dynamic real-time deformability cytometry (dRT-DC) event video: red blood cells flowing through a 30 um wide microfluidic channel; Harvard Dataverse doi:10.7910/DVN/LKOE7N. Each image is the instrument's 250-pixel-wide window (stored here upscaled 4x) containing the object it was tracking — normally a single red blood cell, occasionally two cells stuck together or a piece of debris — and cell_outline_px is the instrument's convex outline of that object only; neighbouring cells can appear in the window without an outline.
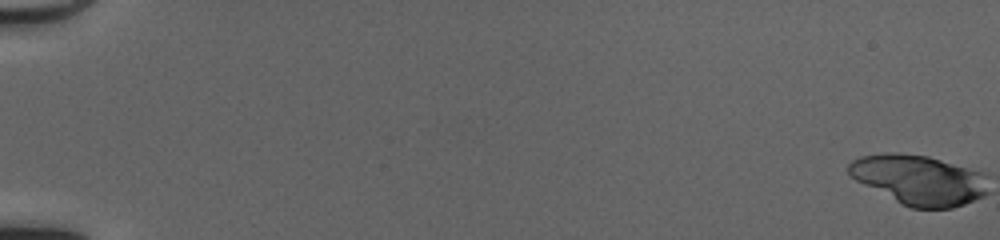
{"species": "common noctule bat (a hibernating species)", "species_latin": "Nyctalus noctula", "temperature_condition": "cold", "stored_images_in_passage": 24, "camera_frame_rate_fps": 3000, "um_per_image_px": 0.085, "animal": {"sex": "female", "body_mass_g": 20.0, "forearm_length_mm": 54.0}, "frame": {"image": 1, "passage_image": 1, "time_ms": 0.0, "image_size_px": [1000, 240], "cell_outline_px": [[984, 192], [980, 196], [972, 200], [948, 208], [912, 208], [904, 204], [852, 176], [848, 172], [848, 168], [856, 160], [864, 156], [924, 156], [960, 168]], "centroid_in_image_um": [77.91, 15.35], "position_along_channel_um": 7.1, "area_um2": 35.26}}
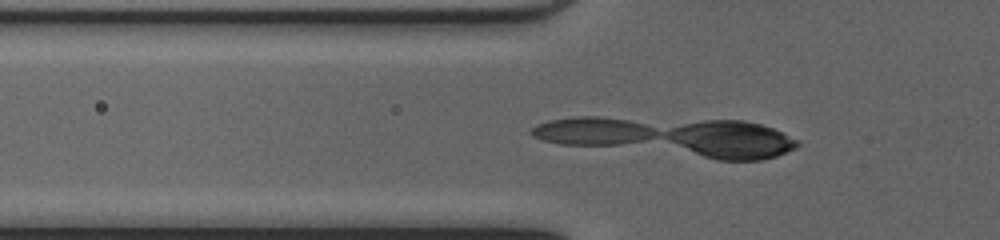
{"frame": {"image": 2, "passage_image": 20, "time_ms": 6.333, "image_size_px": [1000, 240], "cell_outline_px": [[796, 144], [792, 148], [784, 152], [772, 156], [756, 160], [720, 160], [708, 156], [672, 140], [664, 136], [668, 132], [676, 128], [688, 124], [712, 120], [736, 120], [760, 124], [772, 128], [780, 132], [792, 140]], "centroid_in_image_um": [62.21, 11.88], "position_along_channel_um": 63.6, "area_um2": 26.53}}